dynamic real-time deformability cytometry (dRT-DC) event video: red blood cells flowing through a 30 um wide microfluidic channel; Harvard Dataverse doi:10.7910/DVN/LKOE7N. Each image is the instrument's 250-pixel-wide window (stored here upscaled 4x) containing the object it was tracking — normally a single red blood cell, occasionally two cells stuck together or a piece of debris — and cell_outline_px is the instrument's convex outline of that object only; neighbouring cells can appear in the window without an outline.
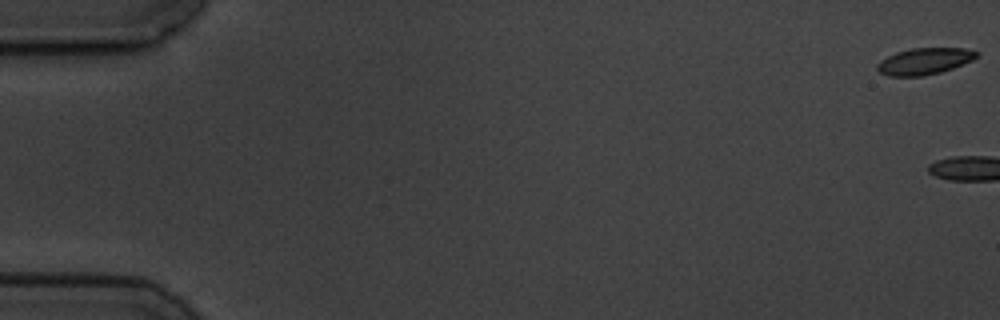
{"species": "common noctule bat (a hibernating species)", "species_latin": "Nyctalus noctula", "temperature_condition": "cold", "stored_images_in_passage": 6, "camera_frame_rate_fps": 3000, "um_per_image_px": 0.085, "animal": {"sex": "male", "body_mass_g": 19.5, "forearm_length_mm": 54.6}, "frame": {"image": 1, "passage_image": 1, "time_ms": 0.0, "image_size_px": [1000, 320], "cell_outline_px": [[980, 52], [972, 60], [952, 68], [940, 72], [924, 76], [888, 76], [880, 72], [876, 68], [876, 64], [880, 60], [896, 52], [912, 48], [964, 48]], "centroid_in_image_um": [78.55, 5.2], "position_along_channel_um": 6.5, "area_um2": 15.32}}